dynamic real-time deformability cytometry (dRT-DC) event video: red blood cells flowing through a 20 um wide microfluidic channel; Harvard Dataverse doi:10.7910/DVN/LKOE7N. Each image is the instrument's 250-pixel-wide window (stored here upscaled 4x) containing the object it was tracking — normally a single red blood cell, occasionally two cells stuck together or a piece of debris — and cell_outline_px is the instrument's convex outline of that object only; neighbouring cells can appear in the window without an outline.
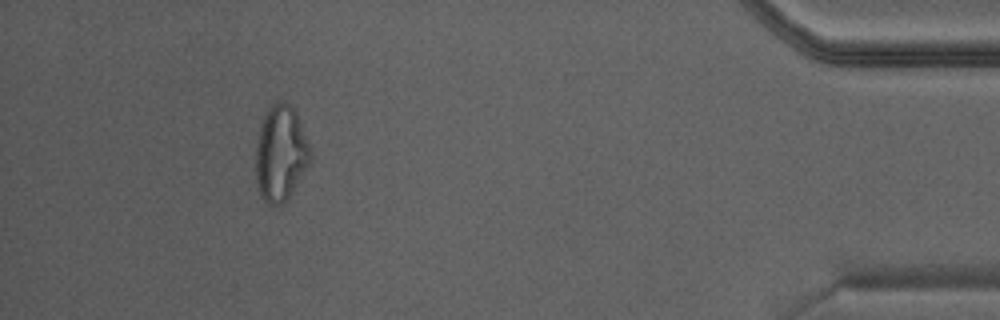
{"species": "Egyptian fruit bat (a non-hibernating species)", "species_latin": "Rousettus aegyptiacus", "temperature_condition": "warm", "stored_images_in_passage": 24, "camera_frame_rate_fps": 3000, "um_per_image_px": 0.085, "animal": {"sex": "male"}, "frame": {"image": 1, "passage_image": 21, "time_ms": 6.667, "image_size_px": [1000, 320], "cell_outline_px": [[312, 160], [292, 192], [280, 204], [272, 208], [260, 196], [256, 180], [256, 144], [264, 112], [276, 100], [284, 100], [296, 112], [312, 152]], "centroid_in_image_um": [23.85, 13.03], "position_along_channel_um": 411.3, "area_um2": 30.63}}